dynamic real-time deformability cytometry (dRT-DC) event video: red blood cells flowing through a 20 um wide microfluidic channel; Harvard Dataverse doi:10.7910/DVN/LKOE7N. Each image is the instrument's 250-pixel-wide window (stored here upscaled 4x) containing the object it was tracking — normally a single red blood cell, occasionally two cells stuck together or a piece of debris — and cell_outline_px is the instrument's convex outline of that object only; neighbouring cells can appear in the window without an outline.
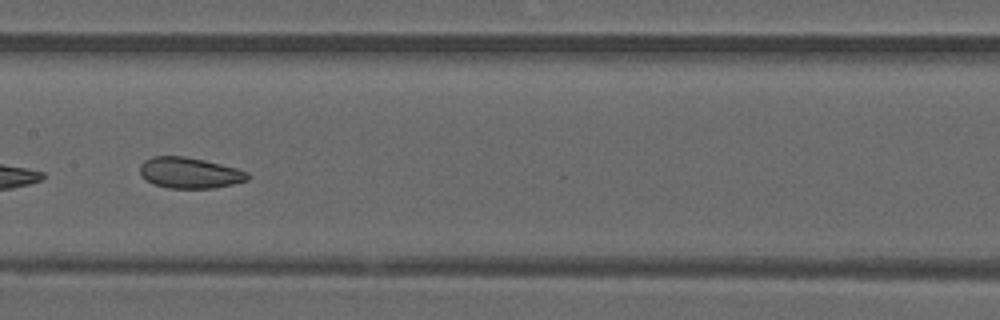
{"species": "common noctule bat (a hibernating species)", "species_latin": "Nyctalus noctula", "temperature_condition": "warm", "stored_images_in_passage": 23, "camera_frame_rate_fps": 3000, "um_per_image_px": 0.085, "animal": {"sex": "male", "forearm_length_mm": 52.5}, "frame": {"image": 1, "passage_image": 10, "time_ms": 3.0, "image_size_px": [1000, 320], "cell_outline_px": [[248, 180], [232, 184], [212, 188], [168, 188], [152, 184], [140, 172], [140, 164], [144, 160], [152, 156], [184, 156], [204, 160], [236, 168], [248, 172]], "centroid_in_image_um": [16.1, 14.69], "position_along_channel_um": 191.3, "area_um2": 19.25}}